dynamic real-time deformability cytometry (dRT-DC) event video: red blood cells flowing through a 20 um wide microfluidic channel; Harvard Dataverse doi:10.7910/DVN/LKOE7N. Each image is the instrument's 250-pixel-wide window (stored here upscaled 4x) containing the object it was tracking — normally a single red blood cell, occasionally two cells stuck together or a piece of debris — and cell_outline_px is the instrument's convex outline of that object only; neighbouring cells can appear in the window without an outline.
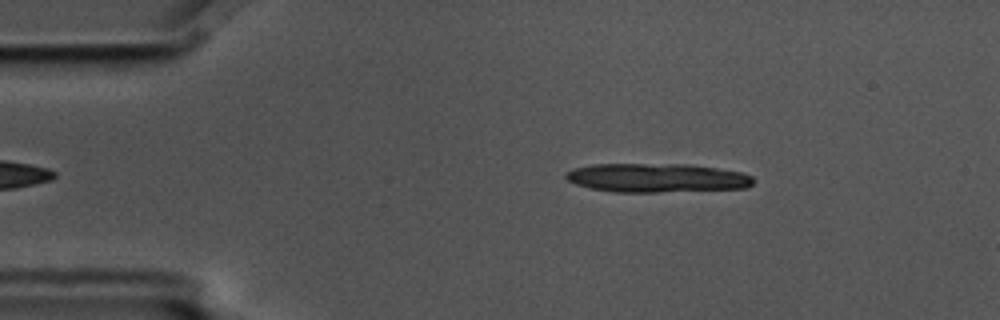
{"species": "common noctule bat (a hibernating species)", "species_latin": "Nyctalus noctula", "temperature_condition": "cold", "stored_images_in_passage": 4, "segment_of_instrument_passage": [1, 2], "camera_frame_rate_fps": 3000, "um_per_image_px": 0.085, "animal": {"sex": "male", "body_mass_g": 17.5, "forearm_length_mm": 52.3}, "frame": {"image": 1, "passage_image": 2, "time_ms": 0.333, "image_size_px": [1000, 320], "cell_outline_px": [[752, 184], [748, 188], [656, 192], [612, 192], [592, 188], [576, 184], [568, 180], [564, 176], [572, 168], [592, 164], [684, 164], [716, 168], [740, 172], [752, 176]], "centroid_in_image_um": [55.8, 15.12], "position_along_channel_um": 29.2, "area_um2": 31.44}}